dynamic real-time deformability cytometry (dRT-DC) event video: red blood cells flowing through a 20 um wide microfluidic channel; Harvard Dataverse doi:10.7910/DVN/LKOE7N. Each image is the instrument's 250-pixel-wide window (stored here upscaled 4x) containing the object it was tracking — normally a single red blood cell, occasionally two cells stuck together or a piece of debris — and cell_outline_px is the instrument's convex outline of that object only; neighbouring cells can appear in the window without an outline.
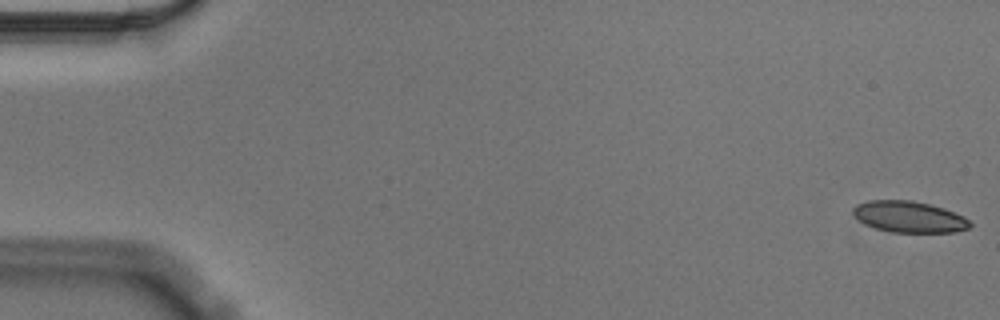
{"species": "Egyptian fruit bat (a non-hibernating species)", "species_latin": "Rousettus aegyptiacus", "temperature_condition": "cold", "stored_images_in_passage": 57, "camera_frame_rate_fps": 3000, "um_per_image_px": 0.085, "animal": {"sex": "male"}, "frame": {"image": 1, "passage_image": 1, "time_ms": 0.0, "image_size_px": [1000, 320], "cell_outline_px": [[972, 224], [968, 228], [956, 232], [892, 232], [876, 228], [864, 224], [852, 212], [852, 208], [856, 204], [868, 200], [912, 200], [944, 208], [964, 216]], "centroid_in_image_um": [77.27, 18.42], "position_along_channel_um": 7.7, "area_um2": 21.27}}
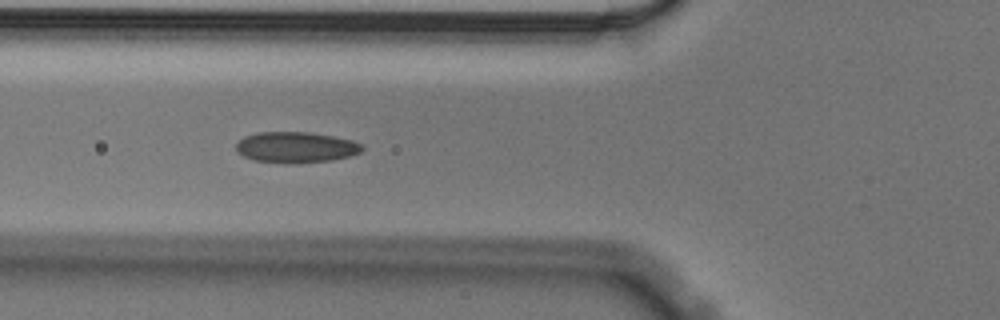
{"frame": {"image": 2, "passage_image": 21, "time_ms": 6.667, "image_size_px": [1000, 320], "cell_outline_px": [[364, 148], [360, 152], [352, 156], [332, 160], [256, 160], [244, 156], [236, 152], [236, 144], [244, 136], [256, 132], [308, 132], [332, 136], [352, 140], [360, 144]], "centroid_in_image_um": [25.16, 12.46], "position_along_channel_um": 100.6, "area_um2": 21.62}}
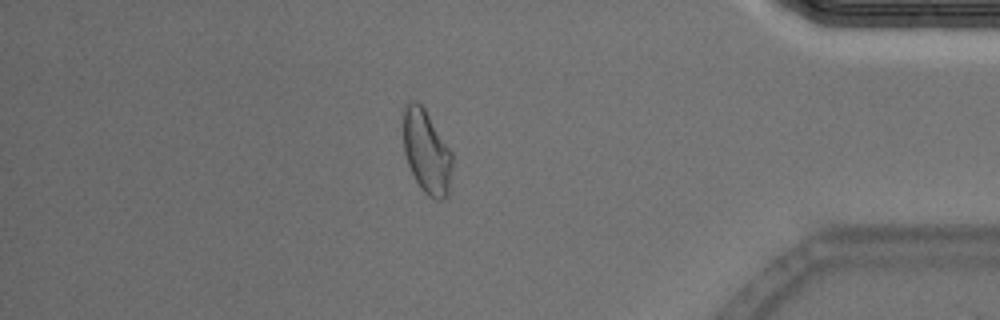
{"frame": {"image": 3, "passage_image": 49, "time_ms": 16.0, "image_size_px": [1000, 320], "cell_outline_px": [[452, 168], [448, 192], [444, 200], [436, 200], [428, 196], [420, 188], [408, 164], [404, 152], [404, 108], [412, 100], [416, 100], [424, 108], [452, 152]], "centroid_in_image_um": [36.27, 12.94], "position_along_channel_um": 398.9, "area_um2": 23.58}, "authors_computed_cell_mechanics": {"area_um2": 22.3686, "velocity_mm_per_s": 3.5383, "shape_relaxation_time_tau1_ms": 7.6163, "shape_relaxation_time_tau2_ms": 1.7576, "deformation_change_tau1": 0.1512, "deformation_change_tau2": 0.0789}}